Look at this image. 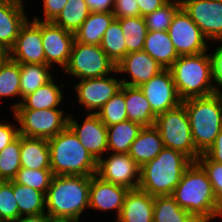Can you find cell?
<instances>
[{
  "label": "cell",
  "mask_w": 222,
  "mask_h": 222,
  "mask_svg": "<svg viewBox=\"0 0 222 222\" xmlns=\"http://www.w3.org/2000/svg\"><path fill=\"white\" fill-rule=\"evenodd\" d=\"M171 196L199 222H211L222 217V207L216 199L207 173L197 161L186 168Z\"/></svg>",
  "instance_id": "obj_1"
},
{
  "label": "cell",
  "mask_w": 222,
  "mask_h": 222,
  "mask_svg": "<svg viewBox=\"0 0 222 222\" xmlns=\"http://www.w3.org/2000/svg\"><path fill=\"white\" fill-rule=\"evenodd\" d=\"M91 176H54L46 193V213L54 222H79L89 209Z\"/></svg>",
  "instance_id": "obj_2"
},
{
  "label": "cell",
  "mask_w": 222,
  "mask_h": 222,
  "mask_svg": "<svg viewBox=\"0 0 222 222\" xmlns=\"http://www.w3.org/2000/svg\"><path fill=\"white\" fill-rule=\"evenodd\" d=\"M169 70L182 101L215 94L212 52L179 56Z\"/></svg>",
  "instance_id": "obj_3"
},
{
  "label": "cell",
  "mask_w": 222,
  "mask_h": 222,
  "mask_svg": "<svg viewBox=\"0 0 222 222\" xmlns=\"http://www.w3.org/2000/svg\"><path fill=\"white\" fill-rule=\"evenodd\" d=\"M191 163L183 153L164 147L153 160L141 166L139 189L151 196L172 195Z\"/></svg>",
  "instance_id": "obj_4"
},
{
  "label": "cell",
  "mask_w": 222,
  "mask_h": 222,
  "mask_svg": "<svg viewBox=\"0 0 222 222\" xmlns=\"http://www.w3.org/2000/svg\"><path fill=\"white\" fill-rule=\"evenodd\" d=\"M51 170L54 176H92L97 172V160L80 143L67 126L53 138L48 139Z\"/></svg>",
  "instance_id": "obj_5"
},
{
  "label": "cell",
  "mask_w": 222,
  "mask_h": 222,
  "mask_svg": "<svg viewBox=\"0 0 222 222\" xmlns=\"http://www.w3.org/2000/svg\"><path fill=\"white\" fill-rule=\"evenodd\" d=\"M182 104L188 114L195 148L203 154L222 129V94L189 98Z\"/></svg>",
  "instance_id": "obj_6"
},
{
  "label": "cell",
  "mask_w": 222,
  "mask_h": 222,
  "mask_svg": "<svg viewBox=\"0 0 222 222\" xmlns=\"http://www.w3.org/2000/svg\"><path fill=\"white\" fill-rule=\"evenodd\" d=\"M155 127L161 134L164 147L183 153L192 162L197 161L201 154L195 148L188 114L182 103L158 114Z\"/></svg>",
  "instance_id": "obj_7"
},
{
  "label": "cell",
  "mask_w": 222,
  "mask_h": 222,
  "mask_svg": "<svg viewBox=\"0 0 222 222\" xmlns=\"http://www.w3.org/2000/svg\"><path fill=\"white\" fill-rule=\"evenodd\" d=\"M68 76L92 79L111 75L116 71V64L102 50L100 45L82 44L74 41L68 65L64 69Z\"/></svg>",
  "instance_id": "obj_8"
},
{
  "label": "cell",
  "mask_w": 222,
  "mask_h": 222,
  "mask_svg": "<svg viewBox=\"0 0 222 222\" xmlns=\"http://www.w3.org/2000/svg\"><path fill=\"white\" fill-rule=\"evenodd\" d=\"M13 116L19 127V134L25 137L50 139L68 126V117L60 108L15 109Z\"/></svg>",
  "instance_id": "obj_9"
},
{
  "label": "cell",
  "mask_w": 222,
  "mask_h": 222,
  "mask_svg": "<svg viewBox=\"0 0 222 222\" xmlns=\"http://www.w3.org/2000/svg\"><path fill=\"white\" fill-rule=\"evenodd\" d=\"M168 33L179 56L209 51V40L183 8L175 14Z\"/></svg>",
  "instance_id": "obj_10"
},
{
  "label": "cell",
  "mask_w": 222,
  "mask_h": 222,
  "mask_svg": "<svg viewBox=\"0 0 222 222\" xmlns=\"http://www.w3.org/2000/svg\"><path fill=\"white\" fill-rule=\"evenodd\" d=\"M97 161L96 175L112 184L129 190L139 188L141 167L128 153H110Z\"/></svg>",
  "instance_id": "obj_11"
},
{
  "label": "cell",
  "mask_w": 222,
  "mask_h": 222,
  "mask_svg": "<svg viewBox=\"0 0 222 222\" xmlns=\"http://www.w3.org/2000/svg\"><path fill=\"white\" fill-rule=\"evenodd\" d=\"M9 58L19 64H46L42 46V21L39 17L28 19L21 27Z\"/></svg>",
  "instance_id": "obj_12"
},
{
  "label": "cell",
  "mask_w": 222,
  "mask_h": 222,
  "mask_svg": "<svg viewBox=\"0 0 222 222\" xmlns=\"http://www.w3.org/2000/svg\"><path fill=\"white\" fill-rule=\"evenodd\" d=\"M182 8L213 43L222 40V1L180 0Z\"/></svg>",
  "instance_id": "obj_13"
},
{
  "label": "cell",
  "mask_w": 222,
  "mask_h": 222,
  "mask_svg": "<svg viewBox=\"0 0 222 222\" xmlns=\"http://www.w3.org/2000/svg\"><path fill=\"white\" fill-rule=\"evenodd\" d=\"M74 85L78 103L88 113L96 114L113 95L121 90L122 81L120 78L107 75L99 78L83 79Z\"/></svg>",
  "instance_id": "obj_14"
},
{
  "label": "cell",
  "mask_w": 222,
  "mask_h": 222,
  "mask_svg": "<svg viewBox=\"0 0 222 222\" xmlns=\"http://www.w3.org/2000/svg\"><path fill=\"white\" fill-rule=\"evenodd\" d=\"M74 41V33L64 30L52 21H42V46L46 65L53 67V64H56L64 70L68 65Z\"/></svg>",
  "instance_id": "obj_15"
},
{
  "label": "cell",
  "mask_w": 222,
  "mask_h": 222,
  "mask_svg": "<svg viewBox=\"0 0 222 222\" xmlns=\"http://www.w3.org/2000/svg\"><path fill=\"white\" fill-rule=\"evenodd\" d=\"M139 88L156 115L174 109L182 103L169 69H164Z\"/></svg>",
  "instance_id": "obj_16"
},
{
  "label": "cell",
  "mask_w": 222,
  "mask_h": 222,
  "mask_svg": "<svg viewBox=\"0 0 222 222\" xmlns=\"http://www.w3.org/2000/svg\"><path fill=\"white\" fill-rule=\"evenodd\" d=\"M68 127L97 161L108 154L107 126L97 114L88 113L81 125L69 114Z\"/></svg>",
  "instance_id": "obj_17"
},
{
  "label": "cell",
  "mask_w": 222,
  "mask_h": 222,
  "mask_svg": "<svg viewBox=\"0 0 222 222\" xmlns=\"http://www.w3.org/2000/svg\"><path fill=\"white\" fill-rule=\"evenodd\" d=\"M164 68L144 50L128 53L116 64V73L128 74L131 78H120L122 85L139 87L158 75Z\"/></svg>",
  "instance_id": "obj_18"
},
{
  "label": "cell",
  "mask_w": 222,
  "mask_h": 222,
  "mask_svg": "<svg viewBox=\"0 0 222 222\" xmlns=\"http://www.w3.org/2000/svg\"><path fill=\"white\" fill-rule=\"evenodd\" d=\"M129 189L102 180L92 175L90 181L89 209L102 211H116V220L119 218L125 197Z\"/></svg>",
  "instance_id": "obj_19"
},
{
  "label": "cell",
  "mask_w": 222,
  "mask_h": 222,
  "mask_svg": "<svg viewBox=\"0 0 222 222\" xmlns=\"http://www.w3.org/2000/svg\"><path fill=\"white\" fill-rule=\"evenodd\" d=\"M23 0H0V45L10 50L29 17Z\"/></svg>",
  "instance_id": "obj_20"
},
{
  "label": "cell",
  "mask_w": 222,
  "mask_h": 222,
  "mask_svg": "<svg viewBox=\"0 0 222 222\" xmlns=\"http://www.w3.org/2000/svg\"><path fill=\"white\" fill-rule=\"evenodd\" d=\"M153 209L154 196L139 188L129 190L115 222H153Z\"/></svg>",
  "instance_id": "obj_21"
},
{
  "label": "cell",
  "mask_w": 222,
  "mask_h": 222,
  "mask_svg": "<svg viewBox=\"0 0 222 222\" xmlns=\"http://www.w3.org/2000/svg\"><path fill=\"white\" fill-rule=\"evenodd\" d=\"M163 148L159 130L155 126L143 127L131 144L128 155L141 167L153 160Z\"/></svg>",
  "instance_id": "obj_22"
},
{
  "label": "cell",
  "mask_w": 222,
  "mask_h": 222,
  "mask_svg": "<svg viewBox=\"0 0 222 222\" xmlns=\"http://www.w3.org/2000/svg\"><path fill=\"white\" fill-rule=\"evenodd\" d=\"M143 50L164 69H169L179 57L168 31H148Z\"/></svg>",
  "instance_id": "obj_23"
},
{
  "label": "cell",
  "mask_w": 222,
  "mask_h": 222,
  "mask_svg": "<svg viewBox=\"0 0 222 222\" xmlns=\"http://www.w3.org/2000/svg\"><path fill=\"white\" fill-rule=\"evenodd\" d=\"M20 160L23 168L51 169L48 140L21 135Z\"/></svg>",
  "instance_id": "obj_24"
},
{
  "label": "cell",
  "mask_w": 222,
  "mask_h": 222,
  "mask_svg": "<svg viewBox=\"0 0 222 222\" xmlns=\"http://www.w3.org/2000/svg\"><path fill=\"white\" fill-rule=\"evenodd\" d=\"M125 103L128 120L142 127L155 126L157 115L139 87L125 85Z\"/></svg>",
  "instance_id": "obj_25"
},
{
  "label": "cell",
  "mask_w": 222,
  "mask_h": 222,
  "mask_svg": "<svg viewBox=\"0 0 222 222\" xmlns=\"http://www.w3.org/2000/svg\"><path fill=\"white\" fill-rule=\"evenodd\" d=\"M114 19L112 12H91L74 33L75 40L82 44L100 45L104 32Z\"/></svg>",
  "instance_id": "obj_26"
},
{
  "label": "cell",
  "mask_w": 222,
  "mask_h": 222,
  "mask_svg": "<svg viewBox=\"0 0 222 222\" xmlns=\"http://www.w3.org/2000/svg\"><path fill=\"white\" fill-rule=\"evenodd\" d=\"M55 78L45 85L37 88L33 93L28 94L22 99L21 104L16 109H52L58 108L62 103L63 91L56 85ZM62 86V87H61Z\"/></svg>",
  "instance_id": "obj_27"
},
{
  "label": "cell",
  "mask_w": 222,
  "mask_h": 222,
  "mask_svg": "<svg viewBox=\"0 0 222 222\" xmlns=\"http://www.w3.org/2000/svg\"><path fill=\"white\" fill-rule=\"evenodd\" d=\"M52 67L46 64H20V91L21 99L14 103L11 109L14 111L22 102V99L37 88L45 85L54 77L49 71Z\"/></svg>",
  "instance_id": "obj_28"
},
{
  "label": "cell",
  "mask_w": 222,
  "mask_h": 222,
  "mask_svg": "<svg viewBox=\"0 0 222 222\" xmlns=\"http://www.w3.org/2000/svg\"><path fill=\"white\" fill-rule=\"evenodd\" d=\"M142 128L140 124L130 120L107 126L108 152L128 153Z\"/></svg>",
  "instance_id": "obj_29"
},
{
  "label": "cell",
  "mask_w": 222,
  "mask_h": 222,
  "mask_svg": "<svg viewBox=\"0 0 222 222\" xmlns=\"http://www.w3.org/2000/svg\"><path fill=\"white\" fill-rule=\"evenodd\" d=\"M13 193L19 208V217L46 213V195L13 180Z\"/></svg>",
  "instance_id": "obj_30"
},
{
  "label": "cell",
  "mask_w": 222,
  "mask_h": 222,
  "mask_svg": "<svg viewBox=\"0 0 222 222\" xmlns=\"http://www.w3.org/2000/svg\"><path fill=\"white\" fill-rule=\"evenodd\" d=\"M153 222H199L171 195L154 196Z\"/></svg>",
  "instance_id": "obj_31"
},
{
  "label": "cell",
  "mask_w": 222,
  "mask_h": 222,
  "mask_svg": "<svg viewBox=\"0 0 222 222\" xmlns=\"http://www.w3.org/2000/svg\"><path fill=\"white\" fill-rule=\"evenodd\" d=\"M90 13L85 0H68L52 22L64 30L75 33Z\"/></svg>",
  "instance_id": "obj_32"
},
{
  "label": "cell",
  "mask_w": 222,
  "mask_h": 222,
  "mask_svg": "<svg viewBox=\"0 0 222 222\" xmlns=\"http://www.w3.org/2000/svg\"><path fill=\"white\" fill-rule=\"evenodd\" d=\"M117 20L120 22L124 35L127 54L143 50L145 38L148 32L144 17H125Z\"/></svg>",
  "instance_id": "obj_33"
},
{
  "label": "cell",
  "mask_w": 222,
  "mask_h": 222,
  "mask_svg": "<svg viewBox=\"0 0 222 222\" xmlns=\"http://www.w3.org/2000/svg\"><path fill=\"white\" fill-rule=\"evenodd\" d=\"M100 47L115 64L127 55L124 35L117 19L104 32Z\"/></svg>",
  "instance_id": "obj_34"
},
{
  "label": "cell",
  "mask_w": 222,
  "mask_h": 222,
  "mask_svg": "<svg viewBox=\"0 0 222 222\" xmlns=\"http://www.w3.org/2000/svg\"><path fill=\"white\" fill-rule=\"evenodd\" d=\"M21 98L20 64L9 57L0 66V97Z\"/></svg>",
  "instance_id": "obj_35"
},
{
  "label": "cell",
  "mask_w": 222,
  "mask_h": 222,
  "mask_svg": "<svg viewBox=\"0 0 222 222\" xmlns=\"http://www.w3.org/2000/svg\"><path fill=\"white\" fill-rule=\"evenodd\" d=\"M96 114L106 126L128 120L125 103V85H122L121 90L113 95Z\"/></svg>",
  "instance_id": "obj_36"
},
{
  "label": "cell",
  "mask_w": 222,
  "mask_h": 222,
  "mask_svg": "<svg viewBox=\"0 0 222 222\" xmlns=\"http://www.w3.org/2000/svg\"><path fill=\"white\" fill-rule=\"evenodd\" d=\"M181 8L180 0H168L157 10L144 16L148 31H168L175 14Z\"/></svg>",
  "instance_id": "obj_37"
},
{
  "label": "cell",
  "mask_w": 222,
  "mask_h": 222,
  "mask_svg": "<svg viewBox=\"0 0 222 222\" xmlns=\"http://www.w3.org/2000/svg\"><path fill=\"white\" fill-rule=\"evenodd\" d=\"M21 135L0 151V180H13L21 168Z\"/></svg>",
  "instance_id": "obj_38"
},
{
  "label": "cell",
  "mask_w": 222,
  "mask_h": 222,
  "mask_svg": "<svg viewBox=\"0 0 222 222\" xmlns=\"http://www.w3.org/2000/svg\"><path fill=\"white\" fill-rule=\"evenodd\" d=\"M53 177L51 169H29L21 167L13 180L18 184L39 190L46 195Z\"/></svg>",
  "instance_id": "obj_39"
},
{
  "label": "cell",
  "mask_w": 222,
  "mask_h": 222,
  "mask_svg": "<svg viewBox=\"0 0 222 222\" xmlns=\"http://www.w3.org/2000/svg\"><path fill=\"white\" fill-rule=\"evenodd\" d=\"M0 217L4 222L19 218V208L13 193V180H0Z\"/></svg>",
  "instance_id": "obj_40"
},
{
  "label": "cell",
  "mask_w": 222,
  "mask_h": 222,
  "mask_svg": "<svg viewBox=\"0 0 222 222\" xmlns=\"http://www.w3.org/2000/svg\"><path fill=\"white\" fill-rule=\"evenodd\" d=\"M197 162L206 171L216 199L222 207V163L210 160L204 153L199 156Z\"/></svg>",
  "instance_id": "obj_41"
},
{
  "label": "cell",
  "mask_w": 222,
  "mask_h": 222,
  "mask_svg": "<svg viewBox=\"0 0 222 222\" xmlns=\"http://www.w3.org/2000/svg\"><path fill=\"white\" fill-rule=\"evenodd\" d=\"M113 15L115 19L140 16L137 0H114Z\"/></svg>",
  "instance_id": "obj_42"
},
{
  "label": "cell",
  "mask_w": 222,
  "mask_h": 222,
  "mask_svg": "<svg viewBox=\"0 0 222 222\" xmlns=\"http://www.w3.org/2000/svg\"><path fill=\"white\" fill-rule=\"evenodd\" d=\"M19 127L12 122H0V151L19 137Z\"/></svg>",
  "instance_id": "obj_43"
},
{
  "label": "cell",
  "mask_w": 222,
  "mask_h": 222,
  "mask_svg": "<svg viewBox=\"0 0 222 222\" xmlns=\"http://www.w3.org/2000/svg\"><path fill=\"white\" fill-rule=\"evenodd\" d=\"M68 0H42L44 19L41 21H53L64 8Z\"/></svg>",
  "instance_id": "obj_44"
},
{
  "label": "cell",
  "mask_w": 222,
  "mask_h": 222,
  "mask_svg": "<svg viewBox=\"0 0 222 222\" xmlns=\"http://www.w3.org/2000/svg\"><path fill=\"white\" fill-rule=\"evenodd\" d=\"M212 57L214 63L215 93L222 94V44L219 45V47H216V49L212 53Z\"/></svg>",
  "instance_id": "obj_45"
},
{
  "label": "cell",
  "mask_w": 222,
  "mask_h": 222,
  "mask_svg": "<svg viewBox=\"0 0 222 222\" xmlns=\"http://www.w3.org/2000/svg\"><path fill=\"white\" fill-rule=\"evenodd\" d=\"M204 154L212 161L222 163V129Z\"/></svg>",
  "instance_id": "obj_46"
},
{
  "label": "cell",
  "mask_w": 222,
  "mask_h": 222,
  "mask_svg": "<svg viewBox=\"0 0 222 222\" xmlns=\"http://www.w3.org/2000/svg\"><path fill=\"white\" fill-rule=\"evenodd\" d=\"M167 1L168 0H137V4L140 9V16L144 17L151 14Z\"/></svg>",
  "instance_id": "obj_47"
},
{
  "label": "cell",
  "mask_w": 222,
  "mask_h": 222,
  "mask_svg": "<svg viewBox=\"0 0 222 222\" xmlns=\"http://www.w3.org/2000/svg\"><path fill=\"white\" fill-rule=\"evenodd\" d=\"M90 12H113L114 0H85Z\"/></svg>",
  "instance_id": "obj_48"
},
{
  "label": "cell",
  "mask_w": 222,
  "mask_h": 222,
  "mask_svg": "<svg viewBox=\"0 0 222 222\" xmlns=\"http://www.w3.org/2000/svg\"><path fill=\"white\" fill-rule=\"evenodd\" d=\"M12 222H54V220L46 213L37 215H24Z\"/></svg>",
  "instance_id": "obj_49"
},
{
  "label": "cell",
  "mask_w": 222,
  "mask_h": 222,
  "mask_svg": "<svg viewBox=\"0 0 222 222\" xmlns=\"http://www.w3.org/2000/svg\"><path fill=\"white\" fill-rule=\"evenodd\" d=\"M9 57V51L6 50L2 45H0V66L6 61Z\"/></svg>",
  "instance_id": "obj_50"
}]
</instances>
